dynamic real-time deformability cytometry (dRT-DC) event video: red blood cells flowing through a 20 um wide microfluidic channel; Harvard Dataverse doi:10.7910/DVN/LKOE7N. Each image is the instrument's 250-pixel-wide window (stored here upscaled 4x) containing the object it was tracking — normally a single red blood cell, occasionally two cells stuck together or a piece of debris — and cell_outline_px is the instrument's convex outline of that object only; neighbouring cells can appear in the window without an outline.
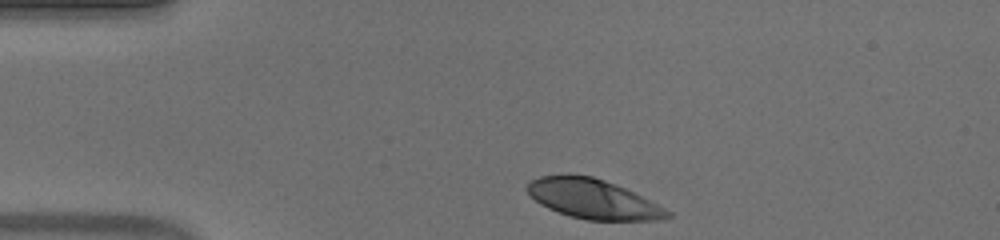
{"species": "human", "species_latin": "Homo sapiens", "temperature_condition": "warm", "stored_images_in_passage": 36, "camera_frame_rate_fps": 3000, "um_per_image_px": 0.085, "donor": {"sex": "male"}, "frame": {"image": 1, "passage_image": 1, "time_ms": 0.0, "image_size_px": [1000, 240], "cell_outline_px": [[672, 216], [660, 220], [588, 220], [568, 216], [548, 208], [540, 204], [524, 188], [532, 180], [540, 176], [568, 172], [592, 176], [604, 180], [624, 188], [672, 212]], "centroid_in_image_um": [50.35, 16.89], "position_along_channel_um": 34.6, "area_um2": 32.37}}
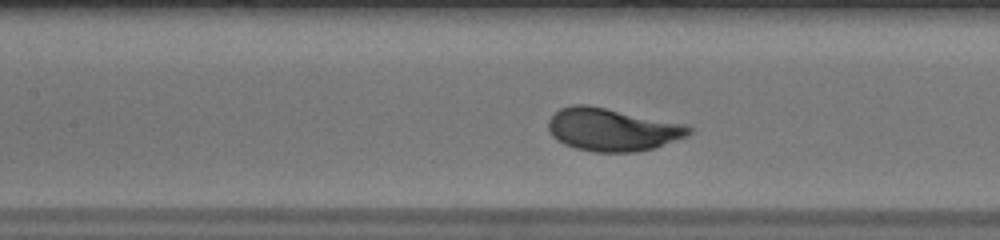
{"frame": {"image": 2, "passage_image": 14, "time_ms": 4.333, "image_size_px": [1000, 240], "cell_outline_px": [[692, 132], [688, 136], [656, 148], [636, 152], [592, 152], [576, 148], [564, 144], [552, 136], [548, 132], [548, 120], [560, 108], [572, 104], [588, 104], [684, 124], [692, 128]], "centroid_in_image_um": [52.03, 11.02], "position_along_channel_um": 155.4, "area_um2": 35.26}}
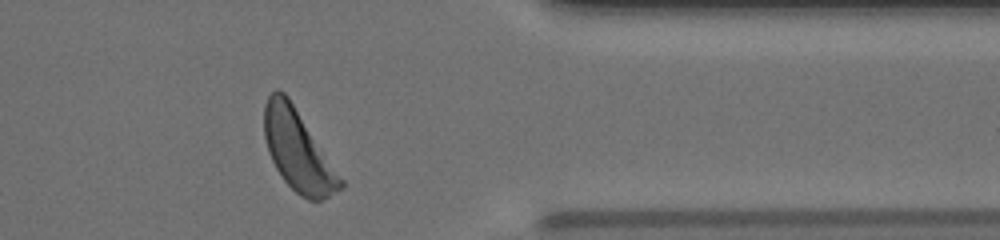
{"frame": {"image": 3, "passage_image": 33, "time_ms": 10.667, "image_size_px": [1000, 240], "cell_outline_px": [[344, 188], [320, 200], [308, 200], [300, 196], [284, 180], [276, 168], [268, 152], [264, 136], [264, 104], [268, 96], [276, 88], [284, 92], [288, 96], [344, 180]], "centroid_in_image_um": [25.33, 12.79], "position_along_channel_um": 386.1, "area_um2": 35.66}, "authors_computed_cell_mechanics": {"area_um2": 34.4488, "velocity_mm_per_s": 3.8665, "shape_relaxation_time_tau1_ms": 1.6913, "shape_relaxation_time_tau2_ms": null, "deformation_change_tau1": 0.1557, "deformation_change_tau2": null}}